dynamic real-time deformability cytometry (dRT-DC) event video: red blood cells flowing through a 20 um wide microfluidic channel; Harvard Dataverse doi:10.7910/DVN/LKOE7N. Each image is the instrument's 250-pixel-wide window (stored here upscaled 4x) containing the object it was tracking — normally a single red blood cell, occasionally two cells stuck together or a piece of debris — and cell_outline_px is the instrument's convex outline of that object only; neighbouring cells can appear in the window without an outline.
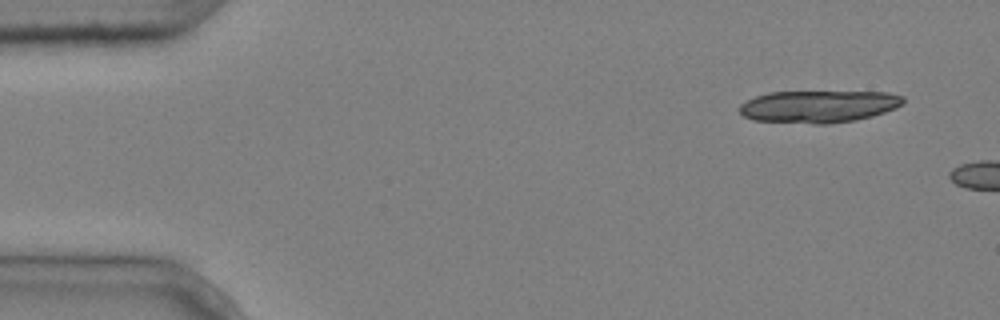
{"species": "common noctule bat (a hibernating species)", "species_latin": "Nyctalus noctula", "temperature_condition": "cold", "stored_images_in_passage": 3, "camera_frame_rate_fps": 3000, "um_per_image_px": 0.085, "animal": {"sex": "male", "body_mass_g": 20.4}, "frame": {"image": 1, "passage_image": 1, "time_ms": 0.0, "image_size_px": [1000, 320], "cell_outline_px": [[904, 104], [896, 108], [872, 116], [856, 120], [828, 124], [812, 124], [752, 120], [744, 116], [740, 112], [740, 104], [756, 96], [768, 92], [888, 92], [904, 96]], "centroid_in_image_um": [69.6, 9.05], "position_along_channel_um": 15.4, "area_um2": 30.87}}